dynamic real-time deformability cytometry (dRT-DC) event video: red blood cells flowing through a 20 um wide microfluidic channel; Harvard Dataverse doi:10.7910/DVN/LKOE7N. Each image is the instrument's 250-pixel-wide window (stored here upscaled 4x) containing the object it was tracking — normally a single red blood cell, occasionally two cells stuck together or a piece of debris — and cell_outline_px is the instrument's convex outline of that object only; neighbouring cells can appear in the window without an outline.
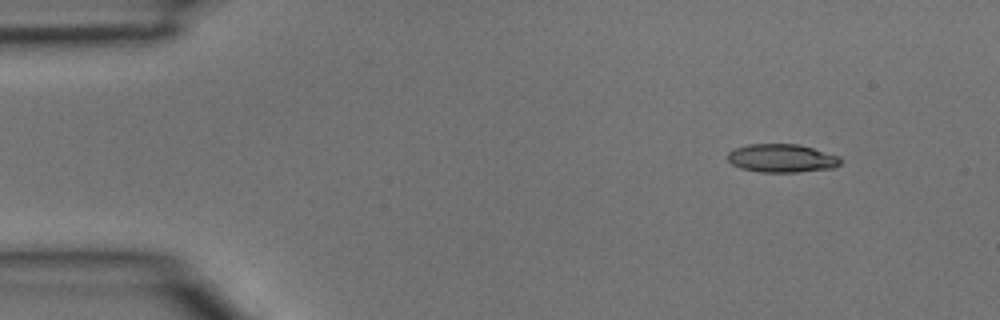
{"species": "common noctule bat (a hibernating species)", "species_latin": "Nyctalus noctula", "temperature_condition": "room temperature", "stored_images_in_passage": 3, "camera_frame_rate_fps": 3000, "um_per_image_px": 0.085, "animal": {"sex": "male", "body_mass_g": 15.6}, "frame": {"image": 1, "passage_image": 1, "time_ms": 0.0, "image_size_px": [1000, 320], "cell_outline_px": [[840, 164], [836, 168], [796, 172], [760, 172], [740, 168], [732, 164], [728, 160], [728, 152], [736, 148], [748, 144], [800, 144], [840, 156]], "centroid_in_image_um": [66.47, 13.45], "position_along_channel_um": 18.5, "area_um2": 18.73}}
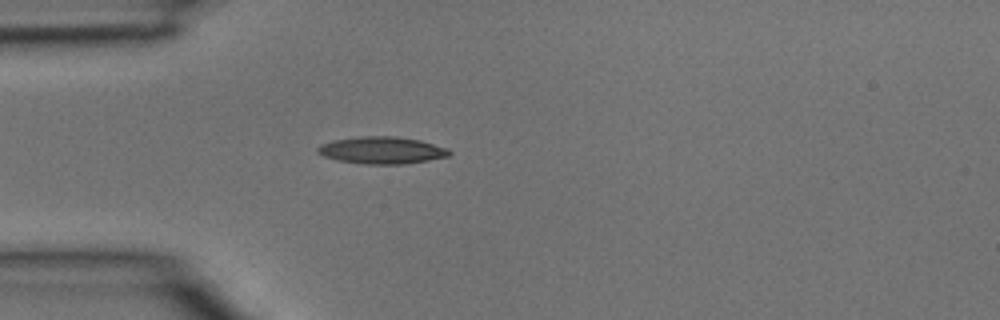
{"frame": {"image": 2, "passage_image": 3, "time_ms": 0.667, "image_size_px": [1000, 320], "cell_outline_px": [[452, 152], [448, 156], [428, 160], [404, 164], [364, 164], [336, 160], [324, 156], [316, 152], [316, 148], [320, 144], [332, 140], [360, 136], [396, 136], [420, 140], [448, 148]], "centroid_in_image_um": [32.43, 12.77], "position_along_channel_um": 52.6, "area_um2": 20.92}}